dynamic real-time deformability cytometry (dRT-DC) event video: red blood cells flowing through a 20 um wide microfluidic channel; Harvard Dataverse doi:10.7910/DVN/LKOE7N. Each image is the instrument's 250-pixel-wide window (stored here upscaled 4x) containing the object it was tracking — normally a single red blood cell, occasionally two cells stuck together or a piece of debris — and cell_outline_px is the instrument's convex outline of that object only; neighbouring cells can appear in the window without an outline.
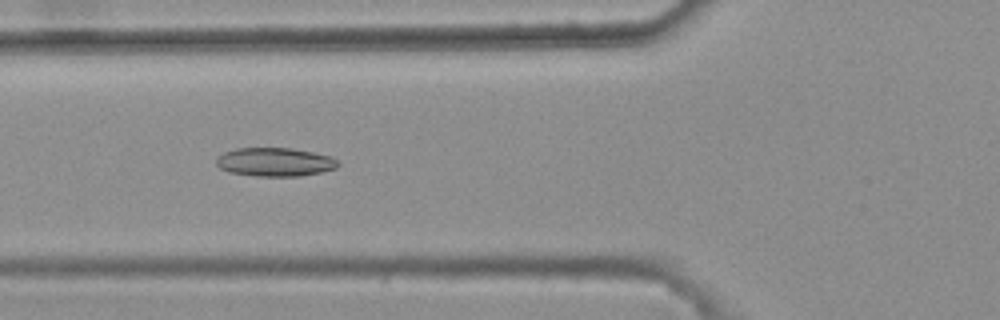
{"species": "common noctule bat (a hibernating species)", "species_latin": "Nyctalus noctula", "temperature_condition": "warm", "stored_images_in_passage": 46, "camera_frame_rate_fps": 3000, "um_per_image_px": 0.085, "animal": {"sex": "female", "body_mass_g": 25.1}, "frame": {"image": 1, "passage_image": 19, "time_ms": 6.0, "image_size_px": [1000, 320], "cell_outline_px": [[340, 164], [336, 168], [320, 172], [300, 176], [256, 176], [228, 172], [220, 168], [216, 164], [216, 160], [224, 152], [236, 148], [292, 148], [332, 156]], "centroid_in_image_um": [23.37, 13.77], "position_along_channel_um": 102.4, "area_um2": 20.29}}
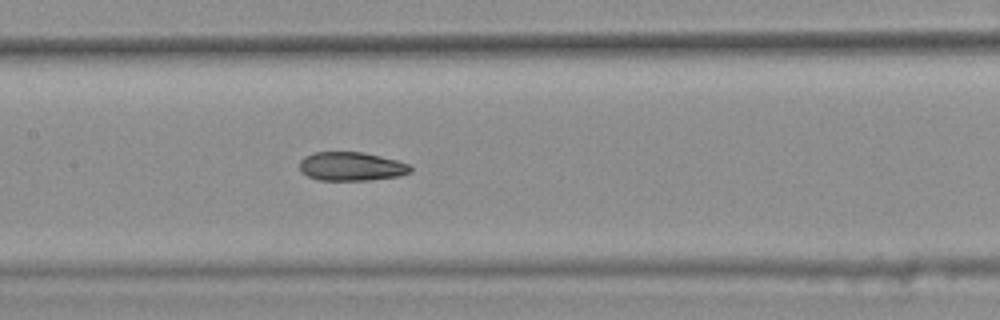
{"frame": {"image": 2, "passage_image": 25, "time_ms": 8.0, "image_size_px": [1000, 320], "cell_outline_px": [[412, 172], [400, 176], [368, 180], [320, 180], [308, 176], [300, 172], [300, 160], [304, 156], [312, 152], [364, 152], [412, 164]], "centroid_in_image_um": [29.88, 14.14], "position_along_channel_um": 177.5, "area_um2": 18.79}}
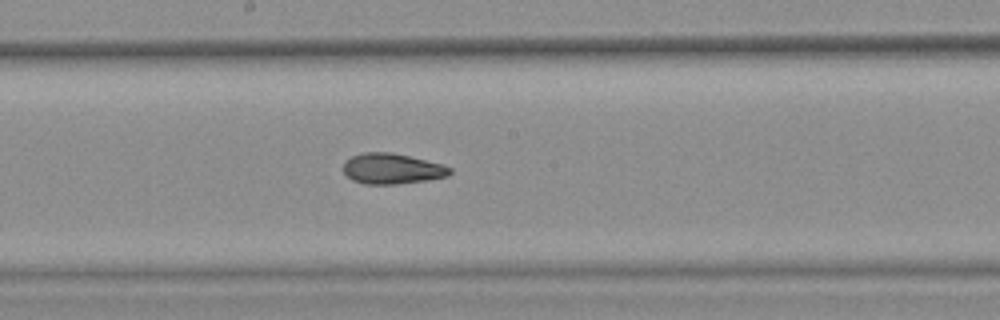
{"frame": {"image": 3, "passage_image": 28, "time_ms": 9.0, "image_size_px": [1000, 320], "cell_outline_px": [[452, 172], [448, 176], [428, 180], [396, 184], [364, 184], [352, 180], [344, 172], [344, 160], [352, 156], [364, 152], [392, 152], [440, 164], [452, 168]], "centroid_in_image_um": [33.3, 14.34], "position_along_channel_um": 214.9, "area_um2": 18.9}, "authors_computed_cell_mechanics": {"area_um2": 19.2474, "velocity_mm_per_s": 3.7422, "shape_relaxation_time_tau1_ms": null, "shape_relaxation_time_tau2_ms": 1.7268, "deformation_change_tau1": null, "deformation_change_tau2": 0.0862}}